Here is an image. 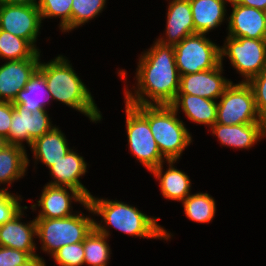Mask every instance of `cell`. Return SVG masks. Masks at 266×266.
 <instances>
[{
	"mask_svg": "<svg viewBox=\"0 0 266 266\" xmlns=\"http://www.w3.org/2000/svg\"><path fill=\"white\" fill-rule=\"evenodd\" d=\"M247 83L253 90L258 113L266 123V68Z\"/></svg>",
	"mask_w": 266,
	"mask_h": 266,
	"instance_id": "obj_33",
	"label": "cell"
},
{
	"mask_svg": "<svg viewBox=\"0 0 266 266\" xmlns=\"http://www.w3.org/2000/svg\"><path fill=\"white\" fill-rule=\"evenodd\" d=\"M51 116L49 110L31 112L21 105L12 104V121L8 139L5 142L29 148L36 138L41 137L56 126L51 120Z\"/></svg>",
	"mask_w": 266,
	"mask_h": 266,
	"instance_id": "obj_12",
	"label": "cell"
},
{
	"mask_svg": "<svg viewBox=\"0 0 266 266\" xmlns=\"http://www.w3.org/2000/svg\"><path fill=\"white\" fill-rule=\"evenodd\" d=\"M264 19H265V25H266V8L263 10Z\"/></svg>",
	"mask_w": 266,
	"mask_h": 266,
	"instance_id": "obj_40",
	"label": "cell"
},
{
	"mask_svg": "<svg viewBox=\"0 0 266 266\" xmlns=\"http://www.w3.org/2000/svg\"><path fill=\"white\" fill-rule=\"evenodd\" d=\"M56 55L48 61H44L41 56L38 67L46 80L52 103L59 102L58 104L79 112L93 124L101 123L104 114L100 111L90 91L91 88L74 70L76 68L69 57L63 54Z\"/></svg>",
	"mask_w": 266,
	"mask_h": 266,
	"instance_id": "obj_3",
	"label": "cell"
},
{
	"mask_svg": "<svg viewBox=\"0 0 266 266\" xmlns=\"http://www.w3.org/2000/svg\"><path fill=\"white\" fill-rule=\"evenodd\" d=\"M170 106L178 115L184 114L195 126L203 125L209 130L216 123L217 101L196 95L177 94Z\"/></svg>",
	"mask_w": 266,
	"mask_h": 266,
	"instance_id": "obj_23",
	"label": "cell"
},
{
	"mask_svg": "<svg viewBox=\"0 0 266 266\" xmlns=\"http://www.w3.org/2000/svg\"><path fill=\"white\" fill-rule=\"evenodd\" d=\"M42 23L38 6L0 4V30L26 39L38 52H42L37 46Z\"/></svg>",
	"mask_w": 266,
	"mask_h": 266,
	"instance_id": "obj_11",
	"label": "cell"
},
{
	"mask_svg": "<svg viewBox=\"0 0 266 266\" xmlns=\"http://www.w3.org/2000/svg\"><path fill=\"white\" fill-rule=\"evenodd\" d=\"M23 198L18 192L0 190V226L11 220L26 206Z\"/></svg>",
	"mask_w": 266,
	"mask_h": 266,
	"instance_id": "obj_32",
	"label": "cell"
},
{
	"mask_svg": "<svg viewBox=\"0 0 266 266\" xmlns=\"http://www.w3.org/2000/svg\"><path fill=\"white\" fill-rule=\"evenodd\" d=\"M152 43L137 55L134 83L129 81L125 68H116L117 77L126 84L122 94L128 104L170 105L179 92L180 74L174 46L162 45L155 39Z\"/></svg>",
	"mask_w": 266,
	"mask_h": 266,
	"instance_id": "obj_1",
	"label": "cell"
},
{
	"mask_svg": "<svg viewBox=\"0 0 266 266\" xmlns=\"http://www.w3.org/2000/svg\"><path fill=\"white\" fill-rule=\"evenodd\" d=\"M235 4H241L247 7L264 10L266 8V0H231Z\"/></svg>",
	"mask_w": 266,
	"mask_h": 266,
	"instance_id": "obj_36",
	"label": "cell"
},
{
	"mask_svg": "<svg viewBox=\"0 0 266 266\" xmlns=\"http://www.w3.org/2000/svg\"><path fill=\"white\" fill-rule=\"evenodd\" d=\"M226 35L234 38L266 39L263 10L230 1Z\"/></svg>",
	"mask_w": 266,
	"mask_h": 266,
	"instance_id": "obj_19",
	"label": "cell"
},
{
	"mask_svg": "<svg viewBox=\"0 0 266 266\" xmlns=\"http://www.w3.org/2000/svg\"><path fill=\"white\" fill-rule=\"evenodd\" d=\"M216 123L238 125L265 123L258 113L254 93L247 82H233L217 100Z\"/></svg>",
	"mask_w": 266,
	"mask_h": 266,
	"instance_id": "obj_8",
	"label": "cell"
},
{
	"mask_svg": "<svg viewBox=\"0 0 266 266\" xmlns=\"http://www.w3.org/2000/svg\"><path fill=\"white\" fill-rule=\"evenodd\" d=\"M109 0H72L71 5V33L79 27H83L91 23L92 20L99 18L98 16L107 8ZM104 10V11H103Z\"/></svg>",
	"mask_w": 266,
	"mask_h": 266,
	"instance_id": "obj_29",
	"label": "cell"
},
{
	"mask_svg": "<svg viewBox=\"0 0 266 266\" xmlns=\"http://www.w3.org/2000/svg\"><path fill=\"white\" fill-rule=\"evenodd\" d=\"M215 197L207 191L196 193L192 192L184 201L181 202L183 214L189 221L199 224H210L213 222L217 213V202Z\"/></svg>",
	"mask_w": 266,
	"mask_h": 266,
	"instance_id": "obj_26",
	"label": "cell"
},
{
	"mask_svg": "<svg viewBox=\"0 0 266 266\" xmlns=\"http://www.w3.org/2000/svg\"><path fill=\"white\" fill-rule=\"evenodd\" d=\"M27 151V148L12 144L0 151V190L9 192L14 183L27 176Z\"/></svg>",
	"mask_w": 266,
	"mask_h": 266,
	"instance_id": "obj_24",
	"label": "cell"
},
{
	"mask_svg": "<svg viewBox=\"0 0 266 266\" xmlns=\"http://www.w3.org/2000/svg\"><path fill=\"white\" fill-rule=\"evenodd\" d=\"M125 130L128 151L137 161L151 172L167 160L161 155L148 120L131 104L124 101Z\"/></svg>",
	"mask_w": 266,
	"mask_h": 266,
	"instance_id": "obj_7",
	"label": "cell"
},
{
	"mask_svg": "<svg viewBox=\"0 0 266 266\" xmlns=\"http://www.w3.org/2000/svg\"><path fill=\"white\" fill-rule=\"evenodd\" d=\"M27 209L26 205L11 220L0 226V246L24 251L32 257L38 252L36 220L35 217L27 220Z\"/></svg>",
	"mask_w": 266,
	"mask_h": 266,
	"instance_id": "obj_16",
	"label": "cell"
},
{
	"mask_svg": "<svg viewBox=\"0 0 266 266\" xmlns=\"http://www.w3.org/2000/svg\"><path fill=\"white\" fill-rule=\"evenodd\" d=\"M7 145L4 140H0V151Z\"/></svg>",
	"mask_w": 266,
	"mask_h": 266,
	"instance_id": "obj_39",
	"label": "cell"
},
{
	"mask_svg": "<svg viewBox=\"0 0 266 266\" xmlns=\"http://www.w3.org/2000/svg\"><path fill=\"white\" fill-rule=\"evenodd\" d=\"M226 71L220 63L216 68L180 76L178 94L196 95L217 101L232 80L224 76Z\"/></svg>",
	"mask_w": 266,
	"mask_h": 266,
	"instance_id": "obj_14",
	"label": "cell"
},
{
	"mask_svg": "<svg viewBox=\"0 0 266 266\" xmlns=\"http://www.w3.org/2000/svg\"><path fill=\"white\" fill-rule=\"evenodd\" d=\"M165 29L154 39L162 45L175 46L194 34V22L189 0H166Z\"/></svg>",
	"mask_w": 266,
	"mask_h": 266,
	"instance_id": "obj_18",
	"label": "cell"
},
{
	"mask_svg": "<svg viewBox=\"0 0 266 266\" xmlns=\"http://www.w3.org/2000/svg\"><path fill=\"white\" fill-rule=\"evenodd\" d=\"M174 51L180 76L214 69L220 64V44L203 33L187 36L174 46Z\"/></svg>",
	"mask_w": 266,
	"mask_h": 266,
	"instance_id": "obj_9",
	"label": "cell"
},
{
	"mask_svg": "<svg viewBox=\"0 0 266 266\" xmlns=\"http://www.w3.org/2000/svg\"><path fill=\"white\" fill-rule=\"evenodd\" d=\"M12 121V102L0 101V140L6 141Z\"/></svg>",
	"mask_w": 266,
	"mask_h": 266,
	"instance_id": "obj_35",
	"label": "cell"
},
{
	"mask_svg": "<svg viewBox=\"0 0 266 266\" xmlns=\"http://www.w3.org/2000/svg\"><path fill=\"white\" fill-rule=\"evenodd\" d=\"M77 151L73 145V148L62 159L48 169L51 180H48L46 184L74 188L89 199L93 192L88 190L81 179L89 172L88 168L91 165L87 163L82 153L79 154Z\"/></svg>",
	"mask_w": 266,
	"mask_h": 266,
	"instance_id": "obj_13",
	"label": "cell"
},
{
	"mask_svg": "<svg viewBox=\"0 0 266 266\" xmlns=\"http://www.w3.org/2000/svg\"><path fill=\"white\" fill-rule=\"evenodd\" d=\"M38 52L26 39L0 30V62L24 59H41Z\"/></svg>",
	"mask_w": 266,
	"mask_h": 266,
	"instance_id": "obj_28",
	"label": "cell"
},
{
	"mask_svg": "<svg viewBox=\"0 0 266 266\" xmlns=\"http://www.w3.org/2000/svg\"><path fill=\"white\" fill-rule=\"evenodd\" d=\"M73 147L69 145V139L59 125L54 126L50 131L36 138L29 147L32 157L27 154V166L30 167L32 160L33 172H37V164L46 166L47 170L62 159Z\"/></svg>",
	"mask_w": 266,
	"mask_h": 266,
	"instance_id": "obj_17",
	"label": "cell"
},
{
	"mask_svg": "<svg viewBox=\"0 0 266 266\" xmlns=\"http://www.w3.org/2000/svg\"><path fill=\"white\" fill-rule=\"evenodd\" d=\"M109 239L95 227L92 229L83 241L84 266H109L113 257Z\"/></svg>",
	"mask_w": 266,
	"mask_h": 266,
	"instance_id": "obj_27",
	"label": "cell"
},
{
	"mask_svg": "<svg viewBox=\"0 0 266 266\" xmlns=\"http://www.w3.org/2000/svg\"><path fill=\"white\" fill-rule=\"evenodd\" d=\"M88 202L95 217L94 227L110 239L112 238L110 229L126 234L128 237L132 236L134 239H153L166 241V243L171 242L175 236L174 232L171 233L159 223L160 217L147 215L143 209L141 211L137 205L134 206L130 202L127 203L117 198L108 199V197H99L94 194H91Z\"/></svg>",
	"mask_w": 266,
	"mask_h": 266,
	"instance_id": "obj_2",
	"label": "cell"
},
{
	"mask_svg": "<svg viewBox=\"0 0 266 266\" xmlns=\"http://www.w3.org/2000/svg\"><path fill=\"white\" fill-rule=\"evenodd\" d=\"M223 37L220 63L225 65L228 59V64L241 78L238 82H248L266 68V39Z\"/></svg>",
	"mask_w": 266,
	"mask_h": 266,
	"instance_id": "obj_6",
	"label": "cell"
},
{
	"mask_svg": "<svg viewBox=\"0 0 266 266\" xmlns=\"http://www.w3.org/2000/svg\"><path fill=\"white\" fill-rule=\"evenodd\" d=\"M39 0H0V4H19L38 6Z\"/></svg>",
	"mask_w": 266,
	"mask_h": 266,
	"instance_id": "obj_38",
	"label": "cell"
},
{
	"mask_svg": "<svg viewBox=\"0 0 266 266\" xmlns=\"http://www.w3.org/2000/svg\"><path fill=\"white\" fill-rule=\"evenodd\" d=\"M41 188L38 199L28 206V210L36 213L35 218H66L79 211L74 210L75 205L83 207L88 202L80 191L71 187L44 184Z\"/></svg>",
	"mask_w": 266,
	"mask_h": 266,
	"instance_id": "obj_10",
	"label": "cell"
},
{
	"mask_svg": "<svg viewBox=\"0 0 266 266\" xmlns=\"http://www.w3.org/2000/svg\"><path fill=\"white\" fill-rule=\"evenodd\" d=\"M49 259H52L57 266H84L83 242L65 245Z\"/></svg>",
	"mask_w": 266,
	"mask_h": 266,
	"instance_id": "obj_31",
	"label": "cell"
},
{
	"mask_svg": "<svg viewBox=\"0 0 266 266\" xmlns=\"http://www.w3.org/2000/svg\"><path fill=\"white\" fill-rule=\"evenodd\" d=\"M133 106L148 120L161 155L167 161H181L183 152L194 144L184 118H180L170 105Z\"/></svg>",
	"mask_w": 266,
	"mask_h": 266,
	"instance_id": "obj_4",
	"label": "cell"
},
{
	"mask_svg": "<svg viewBox=\"0 0 266 266\" xmlns=\"http://www.w3.org/2000/svg\"><path fill=\"white\" fill-rule=\"evenodd\" d=\"M231 0H189L194 33L209 35L228 23V8ZM228 7V8H227ZM217 28V29H216Z\"/></svg>",
	"mask_w": 266,
	"mask_h": 266,
	"instance_id": "obj_22",
	"label": "cell"
},
{
	"mask_svg": "<svg viewBox=\"0 0 266 266\" xmlns=\"http://www.w3.org/2000/svg\"><path fill=\"white\" fill-rule=\"evenodd\" d=\"M81 209H84L86 214ZM81 209L66 218H35L37 249L39 248L40 251L37 252V255L39 257H42L40 255L42 252L45 254L44 256L47 254L50 258L61 247L85 240L94 228L95 217L89 202Z\"/></svg>",
	"mask_w": 266,
	"mask_h": 266,
	"instance_id": "obj_5",
	"label": "cell"
},
{
	"mask_svg": "<svg viewBox=\"0 0 266 266\" xmlns=\"http://www.w3.org/2000/svg\"><path fill=\"white\" fill-rule=\"evenodd\" d=\"M222 147L250 150L266 139V123L222 125L215 123L208 131Z\"/></svg>",
	"mask_w": 266,
	"mask_h": 266,
	"instance_id": "obj_15",
	"label": "cell"
},
{
	"mask_svg": "<svg viewBox=\"0 0 266 266\" xmlns=\"http://www.w3.org/2000/svg\"><path fill=\"white\" fill-rule=\"evenodd\" d=\"M45 260H46L45 258L36 255L32 256L27 262L19 266H47Z\"/></svg>",
	"mask_w": 266,
	"mask_h": 266,
	"instance_id": "obj_37",
	"label": "cell"
},
{
	"mask_svg": "<svg viewBox=\"0 0 266 266\" xmlns=\"http://www.w3.org/2000/svg\"><path fill=\"white\" fill-rule=\"evenodd\" d=\"M41 59L0 62V101L13 102L38 70Z\"/></svg>",
	"mask_w": 266,
	"mask_h": 266,
	"instance_id": "obj_21",
	"label": "cell"
},
{
	"mask_svg": "<svg viewBox=\"0 0 266 266\" xmlns=\"http://www.w3.org/2000/svg\"><path fill=\"white\" fill-rule=\"evenodd\" d=\"M51 103V93L43 74L39 70L34 73L25 88L17 94L12 102L13 105H21L31 112L49 110L48 106Z\"/></svg>",
	"mask_w": 266,
	"mask_h": 266,
	"instance_id": "obj_25",
	"label": "cell"
},
{
	"mask_svg": "<svg viewBox=\"0 0 266 266\" xmlns=\"http://www.w3.org/2000/svg\"><path fill=\"white\" fill-rule=\"evenodd\" d=\"M71 5L72 0H39L38 9L42 21L59 19L57 28L62 34L71 33Z\"/></svg>",
	"mask_w": 266,
	"mask_h": 266,
	"instance_id": "obj_30",
	"label": "cell"
},
{
	"mask_svg": "<svg viewBox=\"0 0 266 266\" xmlns=\"http://www.w3.org/2000/svg\"><path fill=\"white\" fill-rule=\"evenodd\" d=\"M179 162L171 160L161 163L150 172V176L158 183L160 194L165 200L181 203L192 193L193 181L188 173L176 166Z\"/></svg>",
	"mask_w": 266,
	"mask_h": 266,
	"instance_id": "obj_20",
	"label": "cell"
},
{
	"mask_svg": "<svg viewBox=\"0 0 266 266\" xmlns=\"http://www.w3.org/2000/svg\"><path fill=\"white\" fill-rule=\"evenodd\" d=\"M30 258L24 251L0 246V266H19Z\"/></svg>",
	"mask_w": 266,
	"mask_h": 266,
	"instance_id": "obj_34",
	"label": "cell"
}]
</instances>
